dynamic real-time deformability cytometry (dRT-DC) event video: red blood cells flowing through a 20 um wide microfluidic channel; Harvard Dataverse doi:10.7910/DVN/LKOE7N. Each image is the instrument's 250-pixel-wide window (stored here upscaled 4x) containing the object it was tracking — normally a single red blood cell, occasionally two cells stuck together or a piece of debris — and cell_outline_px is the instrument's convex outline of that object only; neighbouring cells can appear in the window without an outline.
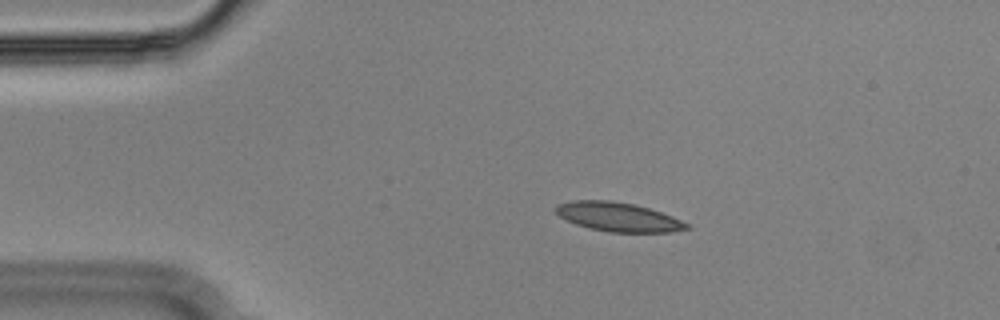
{"species": "Egyptian fruit bat (a non-hibernating species)", "species_latin": "Rousettus aegyptiacus", "temperature_condition": "cold", "stored_images_in_passage": 54, "camera_frame_rate_fps": 3000, "um_per_image_px": 0.085, "animal": {"sex": "male"}, "frame": {"image": 1, "passage_image": 10, "time_ms": 3.0, "image_size_px": [1000, 320], "cell_outline_px": [[692, 228], [672, 232], [608, 232], [588, 228], [576, 224], [560, 216], [556, 212], [556, 204], [572, 200], [608, 200], [632, 204], [648, 208], [672, 216], [692, 224]], "centroid_in_image_um": [52.59, 18.45], "position_along_channel_um": 32.4, "area_um2": 22.2}}
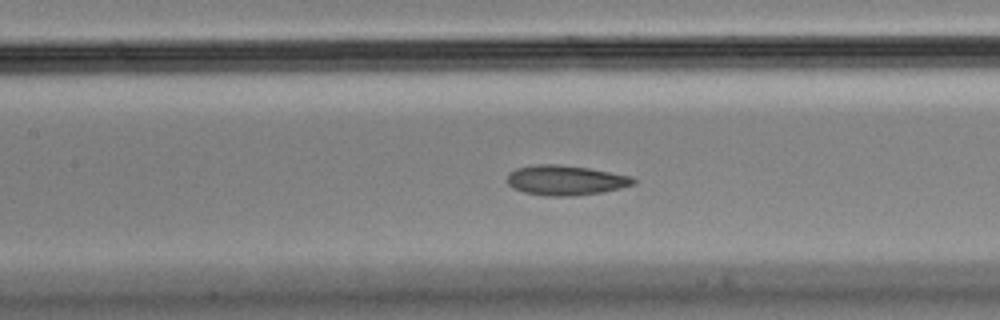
{"frame": {"image": 2, "passage_image": 24, "time_ms": 7.667, "image_size_px": [1000, 320], "cell_outline_px": [[636, 184], [604, 192], [572, 196], [544, 196], [524, 192], [512, 188], [508, 184], [508, 172], [516, 168], [536, 164], [560, 164], [588, 168], [632, 176], [636, 180]], "centroid_in_image_um": [48.07, 15.32], "position_along_channel_um": 159.3, "area_um2": 22.2}}
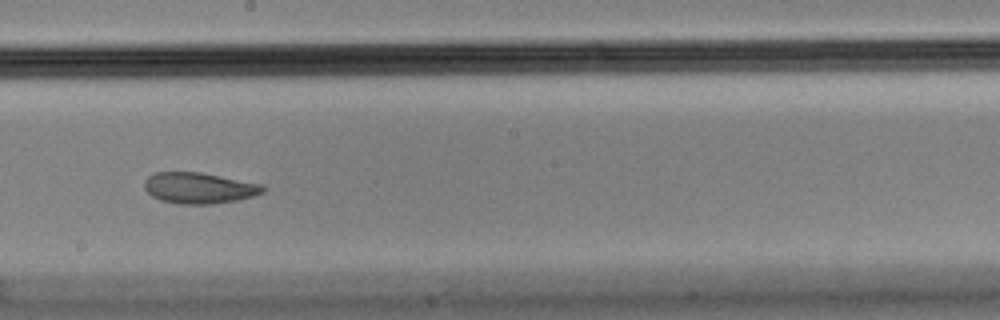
{"frame": {"image": 3, "passage_image": 30, "time_ms": 9.667, "image_size_px": [1000, 320], "cell_outline_px": [[264, 192], [240, 200], [212, 204], [180, 204], [160, 200], [152, 196], [144, 188], [144, 180], [148, 176], [156, 172], [200, 172], [264, 184]], "centroid_in_image_um": [16.93, 15.98], "position_along_channel_um": 231.3, "area_um2": 21.56}, "authors_computed_cell_mechanics": {"area_um2": 22.5998, "velocity_mm_per_s": 3.6082, "shape_relaxation_time_tau1_ms": 9.7427, "shape_relaxation_time_tau2_ms": 2.3046, "deformation_change_tau1": 0.2393, "deformation_change_tau2": 0.0823}}